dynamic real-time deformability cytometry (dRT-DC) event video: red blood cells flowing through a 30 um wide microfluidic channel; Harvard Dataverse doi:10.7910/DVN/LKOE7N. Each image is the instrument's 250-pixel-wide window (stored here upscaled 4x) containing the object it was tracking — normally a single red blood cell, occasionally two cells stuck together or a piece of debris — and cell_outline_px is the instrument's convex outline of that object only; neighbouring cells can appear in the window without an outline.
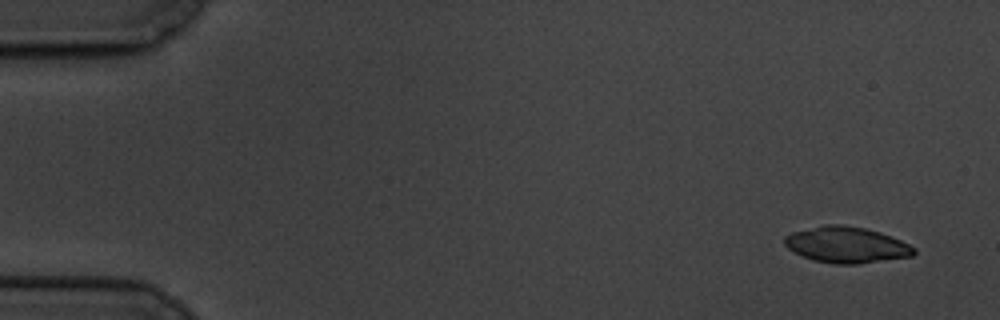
{"species": "common noctule bat (a hibernating species)", "species_latin": "Nyctalus noctula", "temperature_condition": "cold", "stored_images_in_passage": 5, "camera_frame_rate_fps": 3000, "um_per_image_px": 0.085, "animal": {"sex": "male", "body_mass_g": 19.5, "forearm_length_mm": 54.6}, "frame": {"image": 1, "passage_image": 1, "time_ms": 0.0, "image_size_px": [1000, 320], "cell_outline_px": [[916, 252], [912, 256], [856, 264], [836, 264], [812, 260], [788, 248], [784, 244], [784, 236], [792, 232], [824, 224], [840, 224], [864, 228], [880, 232], [900, 240], [916, 248]], "centroid_in_image_um": [71.94, 20.8], "position_along_channel_um": 13.1, "area_um2": 27.05}}
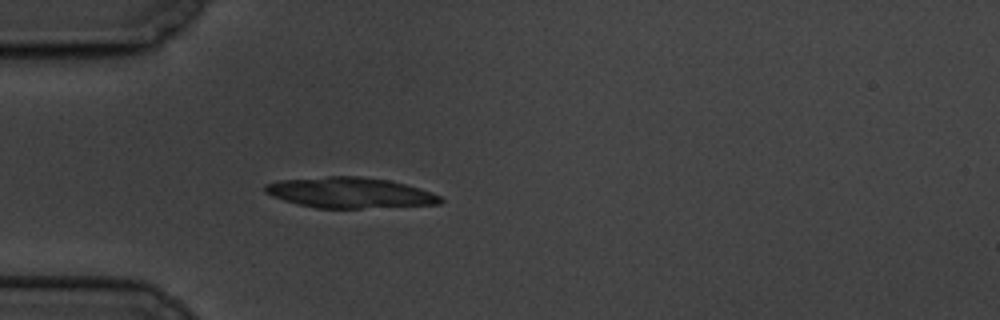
{"frame": {"image": 2, "passage_image": 5, "time_ms": 4.667, "image_size_px": [1000, 320], "cell_outline_px": [[444, 200], [440, 204], [360, 208], [316, 208], [284, 200], [272, 196], [264, 192], [264, 184], [276, 180], [328, 176], [360, 176], [388, 180], [420, 188], [432, 192], [440, 196]], "centroid_in_image_um": [29.71, 16.37], "position_along_channel_um": 55.3, "area_um2": 31.27}}